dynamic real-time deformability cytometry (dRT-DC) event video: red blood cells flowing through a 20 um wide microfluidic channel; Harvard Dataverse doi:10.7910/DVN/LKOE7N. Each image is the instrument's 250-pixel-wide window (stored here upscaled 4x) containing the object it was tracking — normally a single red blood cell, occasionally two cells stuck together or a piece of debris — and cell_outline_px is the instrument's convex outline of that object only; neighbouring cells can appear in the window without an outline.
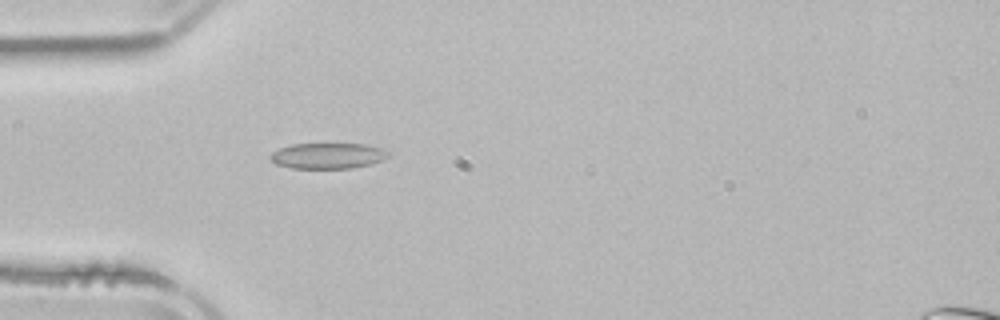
{"species": "common noctule bat (a hibernating species)", "species_latin": "Nyctalus noctula", "temperature_condition": "room temperature", "stored_images_in_passage": 3, "camera_frame_rate_fps": 3000, "um_per_image_px": 0.085, "animal": {"sex": "male", "body_mass_g": 21.5, "forearm_length_mm": 52.0}, "frame": {"image": 1, "passage_image": 3, "time_ms": 2.667, "image_size_px": [1000, 320], "cell_outline_px": [[388, 156], [384, 160], [372, 164], [352, 168], [292, 168], [276, 164], [268, 156], [272, 152], [280, 148], [292, 144], [364, 144], [380, 148], [388, 152]], "centroid_in_image_um": [27.86, 13.24], "position_along_channel_um": 57.1, "area_um2": 17.63}}